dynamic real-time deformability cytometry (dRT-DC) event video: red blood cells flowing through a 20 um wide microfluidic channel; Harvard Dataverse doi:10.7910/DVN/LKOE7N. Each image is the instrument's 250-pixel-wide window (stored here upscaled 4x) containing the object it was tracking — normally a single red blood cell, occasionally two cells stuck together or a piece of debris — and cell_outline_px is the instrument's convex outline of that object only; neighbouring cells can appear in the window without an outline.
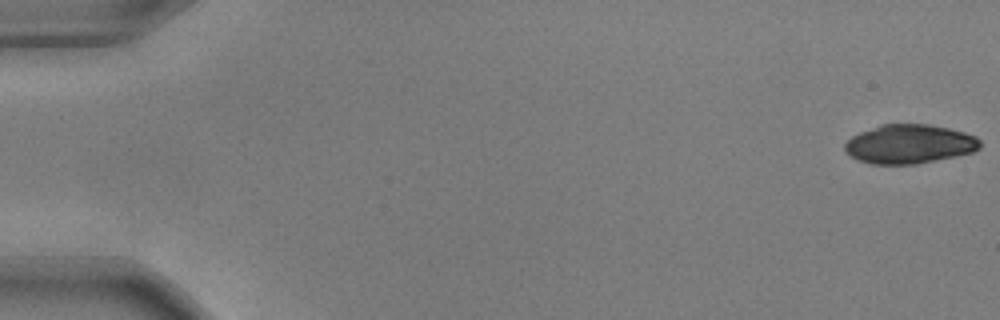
{"species": "common noctule bat (a hibernating species)", "species_latin": "Nyctalus noctula", "temperature_condition": "warm", "stored_images_in_passage": 4, "camera_frame_rate_fps": 3000, "um_per_image_px": 0.085, "animal": {"sex": "male", "body_mass_g": 17.9, "forearm_length_mm": 54.2}, "frame": {"image": 1, "passage_image": 1, "time_ms": 0.0, "image_size_px": [1000, 320], "cell_outline_px": [[980, 148], [972, 152], [956, 156], [916, 164], [872, 164], [856, 160], [844, 152], [844, 144], [852, 136], [860, 132], [880, 124], [928, 124], [948, 128], [964, 132], [976, 136], [980, 140]], "centroid_in_image_um": [77.27, 12.25], "position_along_channel_um": 7.7, "area_um2": 30.92}}